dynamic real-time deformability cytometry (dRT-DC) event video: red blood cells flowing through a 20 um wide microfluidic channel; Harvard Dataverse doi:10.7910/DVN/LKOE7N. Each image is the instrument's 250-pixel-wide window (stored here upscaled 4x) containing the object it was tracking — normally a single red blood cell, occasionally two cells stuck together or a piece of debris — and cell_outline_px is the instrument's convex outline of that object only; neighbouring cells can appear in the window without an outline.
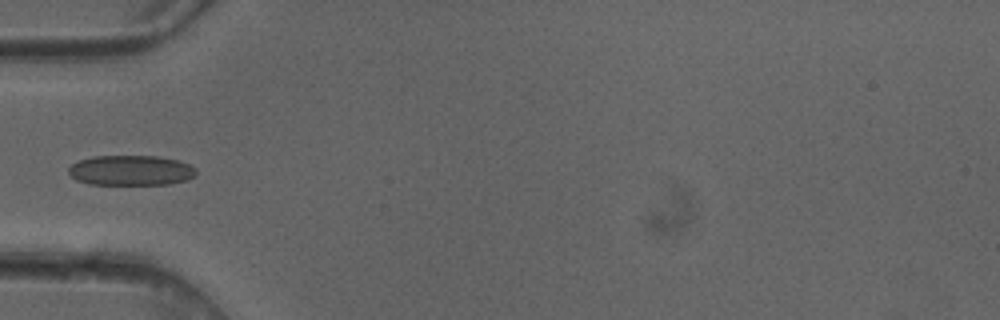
{"species": "common noctule bat (a hibernating species)", "species_latin": "Nyctalus noctula", "temperature_condition": "cold", "stored_images_in_passage": 5, "camera_frame_rate_fps": 3000, "um_per_image_px": 0.085, "animal": {"sex": "female"}, "frame": {"image": 1, "passage_image": 5, "time_ms": 1.333, "image_size_px": [1000, 320], "cell_outline_px": [[196, 176], [188, 180], [168, 184], [88, 184], [76, 180], [68, 172], [68, 168], [72, 164], [80, 160], [92, 156], [156, 156], [180, 160], [196, 168]], "centroid_in_image_um": [11.15, 14.48], "position_along_channel_um": 73.9, "area_um2": 22.54}}